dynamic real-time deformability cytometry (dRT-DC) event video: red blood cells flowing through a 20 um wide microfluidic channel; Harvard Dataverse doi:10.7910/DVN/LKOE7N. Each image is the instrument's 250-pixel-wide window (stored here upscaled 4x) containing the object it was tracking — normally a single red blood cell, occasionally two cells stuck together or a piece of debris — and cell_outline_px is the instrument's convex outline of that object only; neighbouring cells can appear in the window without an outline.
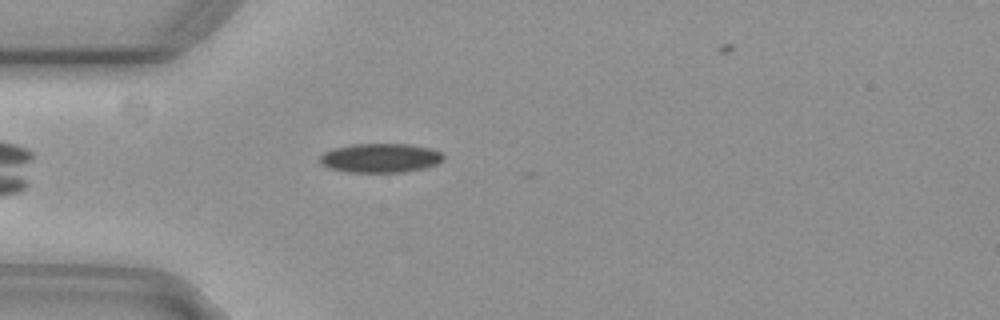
{"species": "common noctule bat (a hibernating species)", "species_latin": "Nyctalus noctula", "temperature_condition": "cold", "stored_images_in_passage": 3, "camera_frame_rate_fps": 3000, "um_per_image_px": 0.085, "animal": {"sex": "female", "body_mass_g": 29.2, "forearm_length_mm": 56.3}, "frame": {"image": 1, "passage_image": 2, "time_ms": 0.333, "image_size_px": [1000, 320], "cell_outline_px": [[444, 160], [436, 164], [424, 168], [400, 172], [348, 172], [328, 168], [320, 164], [320, 156], [324, 152], [332, 148], [352, 144], [408, 144], [428, 148], [440, 152], [444, 156]], "centroid_in_image_um": [32.29, 13.43], "position_along_channel_um": 52.7, "area_um2": 20.98}}